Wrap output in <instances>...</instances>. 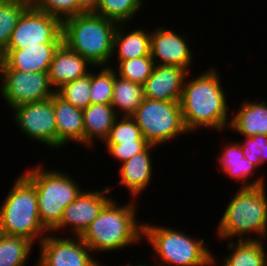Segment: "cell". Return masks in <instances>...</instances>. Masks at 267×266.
Returning <instances> with one entry per match:
<instances>
[{
    "instance_id": "3957f363",
    "label": "cell",
    "mask_w": 267,
    "mask_h": 266,
    "mask_svg": "<svg viewBox=\"0 0 267 266\" xmlns=\"http://www.w3.org/2000/svg\"><path fill=\"white\" fill-rule=\"evenodd\" d=\"M136 208L133 202L119 206L112 198L80 238L92 252L114 251L140 243L143 223L137 222Z\"/></svg>"
},
{
    "instance_id": "d6986e66",
    "label": "cell",
    "mask_w": 267,
    "mask_h": 266,
    "mask_svg": "<svg viewBox=\"0 0 267 266\" xmlns=\"http://www.w3.org/2000/svg\"><path fill=\"white\" fill-rule=\"evenodd\" d=\"M151 148L153 149L155 146L149 145L143 152L121 164L119 185L126 187L131 196L138 197L152 180Z\"/></svg>"
},
{
    "instance_id": "f35d334b",
    "label": "cell",
    "mask_w": 267,
    "mask_h": 266,
    "mask_svg": "<svg viewBox=\"0 0 267 266\" xmlns=\"http://www.w3.org/2000/svg\"><path fill=\"white\" fill-rule=\"evenodd\" d=\"M27 1H29L32 4L35 0H27Z\"/></svg>"
},
{
    "instance_id": "ba28073f",
    "label": "cell",
    "mask_w": 267,
    "mask_h": 266,
    "mask_svg": "<svg viewBox=\"0 0 267 266\" xmlns=\"http://www.w3.org/2000/svg\"><path fill=\"white\" fill-rule=\"evenodd\" d=\"M131 117L147 142L156 147L188 132L183 122L180 102L144 98Z\"/></svg>"
},
{
    "instance_id": "f546056e",
    "label": "cell",
    "mask_w": 267,
    "mask_h": 266,
    "mask_svg": "<svg viewBox=\"0 0 267 266\" xmlns=\"http://www.w3.org/2000/svg\"><path fill=\"white\" fill-rule=\"evenodd\" d=\"M91 71L87 75L63 84L56 93L74 107L84 110L90 105Z\"/></svg>"
},
{
    "instance_id": "603a6c76",
    "label": "cell",
    "mask_w": 267,
    "mask_h": 266,
    "mask_svg": "<svg viewBox=\"0 0 267 266\" xmlns=\"http://www.w3.org/2000/svg\"><path fill=\"white\" fill-rule=\"evenodd\" d=\"M123 24H118L113 40V55L117 51V60H128L150 55L151 31L135 29L125 33ZM117 49V50H116Z\"/></svg>"
},
{
    "instance_id": "7c38bea8",
    "label": "cell",
    "mask_w": 267,
    "mask_h": 266,
    "mask_svg": "<svg viewBox=\"0 0 267 266\" xmlns=\"http://www.w3.org/2000/svg\"><path fill=\"white\" fill-rule=\"evenodd\" d=\"M39 242L41 252L37 266H102L91 256L92 250L80 237L66 239L47 233Z\"/></svg>"
},
{
    "instance_id": "cb8c5ba5",
    "label": "cell",
    "mask_w": 267,
    "mask_h": 266,
    "mask_svg": "<svg viewBox=\"0 0 267 266\" xmlns=\"http://www.w3.org/2000/svg\"><path fill=\"white\" fill-rule=\"evenodd\" d=\"M144 99L143 86L123 79L116 75L114 71V89L111 106L117 116L121 111V116L131 117ZM118 108V109H116Z\"/></svg>"
},
{
    "instance_id": "5bb4252c",
    "label": "cell",
    "mask_w": 267,
    "mask_h": 266,
    "mask_svg": "<svg viewBox=\"0 0 267 266\" xmlns=\"http://www.w3.org/2000/svg\"><path fill=\"white\" fill-rule=\"evenodd\" d=\"M154 30L151 33L150 55L155 64L179 66L188 71L193 55L187 40L165 27H157Z\"/></svg>"
},
{
    "instance_id": "d4e9b609",
    "label": "cell",
    "mask_w": 267,
    "mask_h": 266,
    "mask_svg": "<svg viewBox=\"0 0 267 266\" xmlns=\"http://www.w3.org/2000/svg\"><path fill=\"white\" fill-rule=\"evenodd\" d=\"M265 248L262 240H238L235 245L231 239L228 249L232 252L223 266H267Z\"/></svg>"
},
{
    "instance_id": "2e32d148",
    "label": "cell",
    "mask_w": 267,
    "mask_h": 266,
    "mask_svg": "<svg viewBox=\"0 0 267 266\" xmlns=\"http://www.w3.org/2000/svg\"><path fill=\"white\" fill-rule=\"evenodd\" d=\"M62 43H44L23 49H6L1 69L27 72H49L53 55Z\"/></svg>"
},
{
    "instance_id": "7a4b0ae2",
    "label": "cell",
    "mask_w": 267,
    "mask_h": 266,
    "mask_svg": "<svg viewBox=\"0 0 267 266\" xmlns=\"http://www.w3.org/2000/svg\"><path fill=\"white\" fill-rule=\"evenodd\" d=\"M117 25L99 14L81 13L62 21V43L87 59L93 67L102 68L113 58Z\"/></svg>"
},
{
    "instance_id": "8992f818",
    "label": "cell",
    "mask_w": 267,
    "mask_h": 266,
    "mask_svg": "<svg viewBox=\"0 0 267 266\" xmlns=\"http://www.w3.org/2000/svg\"><path fill=\"white\" fill-rule=\"evenodd\" d=\"M143 238L160 258L158 266H216L215 255L204 245V238L196 240L172 227L148 223H143Z\"/></svg>"
},
{
    "instance_id": "52a82bcc",
    "label": "cell",
    "mask_w": 267,
    "mask_h": 266,
    "mask_svg": "<svg viewBox=\"0 0 267 266\" xmlns=\"http://www.w3.org/2000/svg\"><path fill=\"white\" fill-rule=\"evenodd\" d=\"M37 165L22 173L35 187L42 225L51 231L60 223L63 210L84 190L66 173Z\"/></svg>"
},
{
    "instance_id": "7402d4cb",
    "label": "cell",
    "mask_w": 267,
    "mask_h": 266,
    "mask_svg": "<svg viewBox=\"0 0 267 266\" xmlns=\"http://www.w3.org/2000/svg\"><path fill=\"white\" fill-rule=\"evenodd\" d=\"M117 114L111 104H90L83 110L84 145L92 146L94 139L105 141Z\"/></svg>"
},
{
    "instance_id": "6da1fadb",
    "label": "cell",
    "mask_w": 267,
    "mask_h": 266,
    "mask_svg": "<svg viewBox=\"0 0 267 266\" xmlns=\"http://www.w3.org/2000/svg\"><path fill=\"white\" fill-rule=\"evenodd\" d=\"M216 69L184 82L180 100L182 118L188 133L201 126L221 131L230 124L228 106Z\"/></svg>"
},
{
    "instance_id": "e0dca14e",
    "label": "cell",
    "mask_w": 267,
    "mask_h": 266,
    "mask_svg": "<svg viewBox=\"0 0 267 266\" xmlns=\"http://www.w3.org/2000/svg\"><path fill=\"white\" fill-rule=\"evenodd\" d=\"M93 66L80 54L68 49L63 43L55 51L49 69V81L52 88L59 89L63 84L74 81L90 73Z\"/></svg>"
},
{
    "instance_id": "5b68a950",
    "label": "cell",
    "mask_w": 267,
    "mask_h": 266,
    "mask_svg": "<svg viewBox=\"0 0 267 266\" xmlns=\"http://www.w3.org/2000/svg\"><path fill=\"white\" fill-rule=\"evenodd\" d=\"M12 186L0 207V233L41 241L49 231L40 221L34 185L21 174Z\"/></svg>"
},
{
    "instance_id": "4dcf8cb0",
    "label": "cell",
    "mask_w": 267,
    "mask_h": 266,
    "mask_svg": "<svg viewBox=\"0 0 267 266\" xmlns=\"http://www.w3.org/2000/svg\"><path fill=\"white\" fill-rule=\"evenodd\" d=\"M114 67L103 66L99 73L91 72L90 104H111L114 89Z\"/></svg>"
},
{
    "instance_id": "836d02e7",
    "label": "cell",
    "mask_w": 267,
    "mask_h": 266,
    "mask_svg": "<svg viewBox=\"0 0 267 266\" xmlns=\"http://www.w3.org/2000/svg\"><path fill=\"white\" fill-rule=\"evenodd\" d=\"M244 142H240L244 157L258 165L264 164L267 161V135L256 134L252 137L245 136Z\"/></svg>"
},
{
    "instance_id": "4fadbf2b",
    "label": "cell",
    "mask_w": 267,
    "mask_h": 266,
    "mask_svg": "<svg viewBox=\"0 0 267 266\" xmlns=\"http://www.w3.org/2000/svg\"><path fill=\"white\" fill-rule=\"evenodd\" d=\"M111 190L107 185L100 191H83L64 210L60 223L52 230L57 232L64 227H71V235L80 237L84 231L97 218L103 207L112 199L109 196ZM107 194V195H106ZM57 230V231H56Z\"/></svg>"
},
{
    "instance_id": "8d00e7d4",
    "label": "cell",
    "mask_w": 267,
    "mask_h": 266,
    "mask_svg": "<svg viewBox=\"0 0 267 266\" xmlns=\"http://www.w3.org/2000/svg\"><path fill=\"white\" fill-rule=\"evenodd\" d=\"M127 266H147V264H144V265H142V264H139L138 263V265H130V263H128V264H126ZM148 266H149V264H148Z\"/></svg>"
},
{
    "instance_id": "9a60e30c",
    "label": "cell",
    "mask_w": 267,
    "mask_h": 266,
    "mask_svg": "<svg viewBox=\"0 0 267 266\" xmlns=\"http://www.w3.org/2000/svg\"><path fill=\"white\" fill-rule=\"evenodd\" d=\"M187 75V70L182 67L155 64L143 85L144 98L180 102Z\"/></svg>"
},
{
    "instance_id": "8fae6325",
    "label": "cell",
    "mask_w": 267,
    "mask_h": 266,
    "mask_svg": "<svg viewBox=\"0 0 267 266\" xmlns=\"http://www.w3.org/2000/svg\"><path fill=\"white\" fill-rule=\"evenodd\" d=\"M14 121L28 138L57 148V128L53 96L42 102L25 103L12 108Z\"/></svg>"
},
{
    "instance_id": "d6a6232c",
    "label": "cell",
    "mask_w": 267,
    "mask_h": 266,
    "mask_svg": "<svg viewBox=\"0 0 267 266\" xmlns=\"http://www.w3.org/2000/svg\"><path fill=\"white\" fill-rule=\"evenodd\" d=\"M32 5L61 21L77 15V0H35Z\"/></svg>"
},
{
    "instance_id": "83f0119b",
    "label": "cell",
    "mask_w": 267,
    "mask_h": 266,
    "mask_svg": "<svg viewBox=\"0 0 267 266\" xmlns=\"http://www.w3.org/2000/svg\"><path fill=\"white\" fill-rule=\"evenodd\" d=\"M143 2V0H99L96 14L125 25L141 10Z\"/></svg>"
},
{
    "instance_id": "44dd1931",
    "label": "cell",
    "mask_w": 267,
    "mask_h": 266,
    "mask_svg": "<svg viewBox=\"0 0 267 266\" xmlns=\"http://www.w3.org/2000/svg\"><path fill=\"white\" fill-rule=\"evenodd\" d=\"M237 114L230 118L228 128L239 132L244 137H252L256 134L267 135V102H251L246 100L241 103Z\"/></svg>"
},
{
    "instance_id": "d590c367",
    "label": "cell",
    "mask_w": 267,
    "mask_h": 266,
    "mask_svg": "<svg viewBox=\"0 0 267 266\" xmlns=\"http://www.w3.org/2000/svg\"><path fill=\"white\" fill-rule=\"evenodd\" d=\"M99 0H77V15L81 13H96Z\"/></svg>"
},
{
    "instance_id": "277c9868",
    "label": "cell",
    "mask_w": 267,
    "mask_h": 266,
    "mask_svg": "<svg viewBox=\"0 0 267 266\" xmlns=\"http://www.w3.org/2000/svg\"><path fill=\"white\" fill-rule=\"evenodd\" d=\"M266 185L240 188L229 202L218 224L217 235L220 239L260 240L267 234V197ZM255 233L258 237H244ZM242 236V237H241Z\"/></svg>"
},
{
    "instance_id": "484cf974",
    "label": "cell",
    "mask_w": 267,
    "mask_h": 266,
    "mask_svg": "<svg viewBox=\"0 0 267 266\" xmlns=\"http://www.w3.org/2000/svg\"><path fill=\"white\" fill-rule=\"evenodd\" d=\"M32 247L24 237L0 233V266H25Z\"/></svg>"
},
{
    "instance_id": "4316f807",
    "label": "cell",
    "mask_w": 267,
    "mask_h": 266,
    "mask_svg": "<svg viewBox=\"0 0 267 266\" xmlns=\"http://www.w3.org/2000/svg\"><path fill=\"white\" fill-rule=\"evenodd\" d=\"M30 5L27 0H0V53L7 49L20 16Z\"/></svg>"
},
{
    "instance_id": "f1b7e54d",
    "label": "cell",
    "mask_w": 267,
    "mask_h": 266,
    "mask_svg": "<svg viewBox=\"0 0 267 266\" xmlns=\"http://www.w3.org/2000/svg\"><path fill=\"white\" fill-rule=\"evenodd\" d=\"M118 63V70L115 71L116 75L133 83L140 84L142 86L150 77L155 67V62L152 59L151 55L142 56L134 59L122 60L118 61Z\"/></svg>"
},
{
    "instance_id": "1f68e13d",
    "label": "cell",
    "mask_w": 267,
    "mask_h": 266,
    "mask_svg": "<svg viewBox=\"0 0 267 266\" xmlns=\"http://www.w3.org/2000/svg\"><path fill=\"white\" fill-rule=\"evenodd\" d=\"M134 140H146L132 117H117L104 144H122L134 142Z\"/></svg>"
},
{
    "instance_id": "74e56055",
    "label": "cell",
    "mask_w": 267,
    "mask_h": 266,
    "mask_svg": "<svg viewBox=\"0 0 267 266\" xmlns=\"http://www.w3.org/2000/svg\"><path fill=\"white\" fill-rule=\"evenodd\" d=\"M1 64H2V53H0V70H1Z\"/></svg>"
},
{
    "instance_id": "ac0fdd59",
    "label": "cell",
    "mask_w": 267,
    "mask_h": 266,
    "mask_svg": "<svg viewBox=\"0 0 267 266\" xmlns=\"http://www.w3.org/2000/svg\"><path fill=\"white\" fill-rule=\"evenodd\" d=\"M53 106L57 128V148H62L69 141L84 144L83 110L74 107L61 98L53 95ZM73 140V141H72Z\"/></svg>"
},
{
    "instance_id": "30bf717a",
    "label": "cell",
    "mask_w": 267,
    "mask_h": 266,
    "mask_svg": "<svg viewBox=\"0 0 267 266\" xmlns=\"http://www.w3.org/2000/svg\"><path fill=\"white\" fill-rule=\"evenodd\" d=\"M44 43H62V21L32 4L20 16L7 49H23Z\"/></svg>"
},
{
    "instance_id": "9c48e42d",
    "label": "cell",
    "mask_w": 267,
    "mask_h": 266,
    "mask_svg": "<svg viewBox=\"0 0 267 266\" xmlns=\"http://www.w3.org/2000/svg\"><path fill=\"white\" fill-rule=\"evenodd\" d=\"M2 97L11 108L25 103L42 102L55 93L48 72H25L13 69L0 70Z\"/></svg>"
},
{
    "instance_id": "ffe728a7",
    "label": "cell",
    "mask_w": 267,
    "mask_h": 266,
    "mask_svg": "<svg viewBox=\"0 0 267 266\" xmlns=\"http://www.w3.org/2000/svg\"><path fill=\"white\" fill-rule=\"evenodd\" d=\"M223 147V151H221L220 156L217 158L220 163L221 169L219 171H223L228 174V177H231L236 180H242L241 188L248 187H258L265 185L264 178L259 177L255 179L253 182H247V179L255 174V168H258L244 157V153L241 149L240 143H229L228 145ZM254 173V174H253Z\"/></svg>"
},
{
    "instance_id": "e575fe53",
    "label": "cell",
    "mask_w": 267,
    "mask_h": 266,
    "mask_svg": "<svg viewBox=\"0 0 267 266\" xmlns=\"http://www.w3.org/2000/svg\"><path fill=\"white\" fill-rule=\"evenodd\" d=\"M149 145L147 140H134V142L122 144H106V148L112 157L123 163L134 155L143 152Z\"/></svg>"
}]
</instances>
